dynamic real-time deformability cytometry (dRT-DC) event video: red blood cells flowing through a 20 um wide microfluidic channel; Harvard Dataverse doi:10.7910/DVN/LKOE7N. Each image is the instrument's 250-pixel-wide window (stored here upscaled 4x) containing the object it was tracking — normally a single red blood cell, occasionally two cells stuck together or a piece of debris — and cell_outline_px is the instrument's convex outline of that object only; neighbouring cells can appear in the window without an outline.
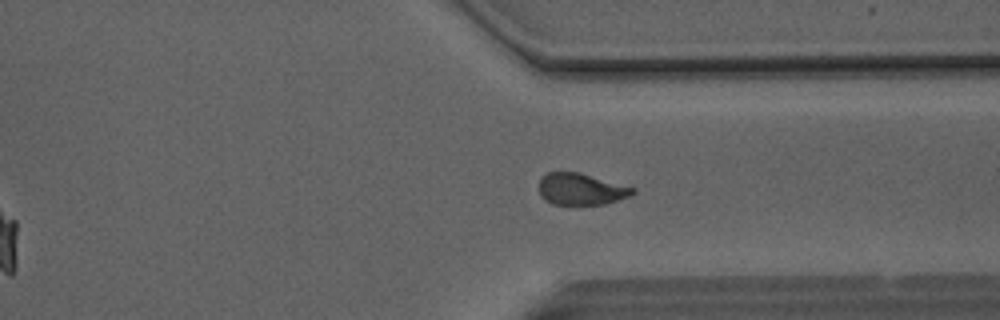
{"species": "Egyptian fruit bat (a non-hibernating species)", "species_latin": "Rousettus aegyptiacus", "temperature_condition": "room temperature", "stored_images_in_passage": 39, "camera_frame_rate_fps": 3000, "um_per_image_px": 0.085, "animal": {"sex": "male"}, "frame": {"image": 1, "passage_image": 34, "time_ms": 11.0, "image_size_px": [1000, 320], "cell_outline_px": [[636, 192], [628, 196], [604, 204], [552, 204], [544, 200], [540, 196], [540, 176], [548, 172], [580, 172], [636, 188]], "centroid_in_image_um": [49.37, 16.06], "position_along_channel_um": 362.0, "area_um2": 17.28}}
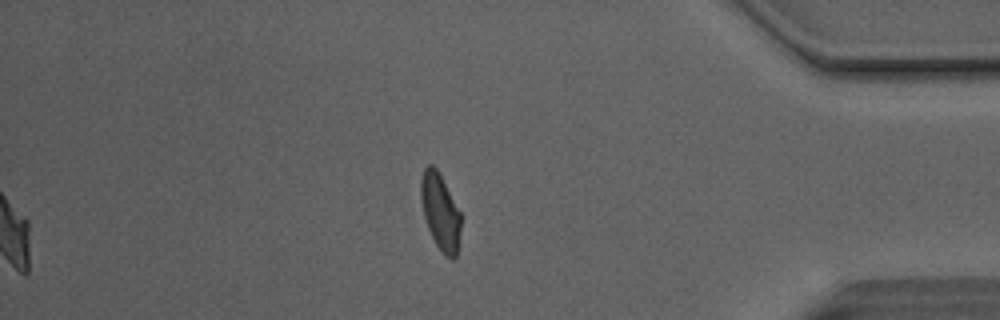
{"frame": {"image": 2, "passage_image": 39, "time_ms": 12.667, "image_size_px": [1000, 320], "cell_outline_px": [[460, 232], [456, 256], [452, 260], [436, 244], [428, 228], [424, 216], [420, 196], [420, 180], [424, 168], [428, 164], [432, 164], [436, 168], [460, 212]], "centroid_in_image_um": [37.4, 17.96], "position_along_channel_um": 397.8, "area_um2": 17.34}, "authors_computed_cell_mechanics": {"area_um2": 18.496, "velocity_mm_per_s": 4.1312, "shape_relaxation_time_tau1_ms": 3.0454, "shape_relaxation_time_tau2_ms": 1.2436, "deformation_change_tau1": 0.1381, "deformation_change_tau2": 0.0745}}